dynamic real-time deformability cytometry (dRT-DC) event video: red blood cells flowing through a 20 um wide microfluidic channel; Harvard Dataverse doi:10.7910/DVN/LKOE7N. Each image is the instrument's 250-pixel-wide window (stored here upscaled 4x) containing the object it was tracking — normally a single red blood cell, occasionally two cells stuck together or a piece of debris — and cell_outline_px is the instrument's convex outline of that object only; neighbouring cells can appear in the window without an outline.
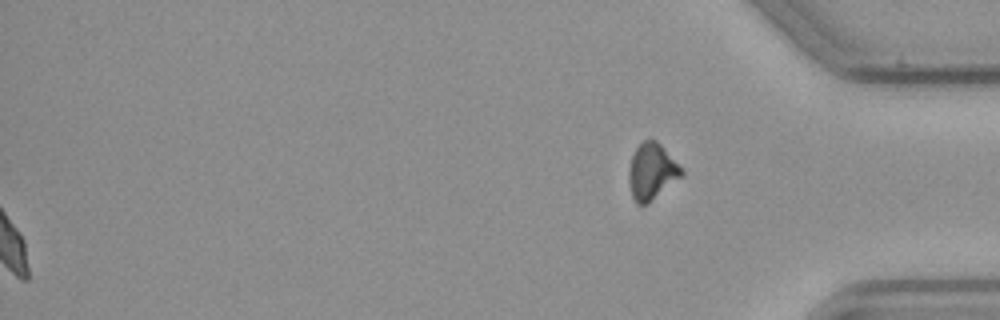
{"species": "common noctule bat (a hibernating species)", "species_latin": "Nyctalus noctula", "temperature_condition": "cold", "stored_images_in_passage": 43, "segment_of_instrument_passage": [2, 2], "camera_frame_rate_fps": 3000, "um_per_image_px": 0.085, "animal": {"sex": "male", "body_mass_g": 23.1, "forearm_length_mm": 52.7}, "frame": {"image": 1, "passage_image": 43, "time_ms": 14.0, "image_size_px": [1000, 320], "cell_outline_px": [[684, 172], [680, 176], [648, 204], [636, 204], [632, 196], [628, 180], [628, 168], [632, 156], [636, 148], [644, 140], [656, 140], [660, 144]], "centroid_in_image_um": [55.34, 14.59], "position_along_channel_um": 379.9, "area_um2": 16.82}}